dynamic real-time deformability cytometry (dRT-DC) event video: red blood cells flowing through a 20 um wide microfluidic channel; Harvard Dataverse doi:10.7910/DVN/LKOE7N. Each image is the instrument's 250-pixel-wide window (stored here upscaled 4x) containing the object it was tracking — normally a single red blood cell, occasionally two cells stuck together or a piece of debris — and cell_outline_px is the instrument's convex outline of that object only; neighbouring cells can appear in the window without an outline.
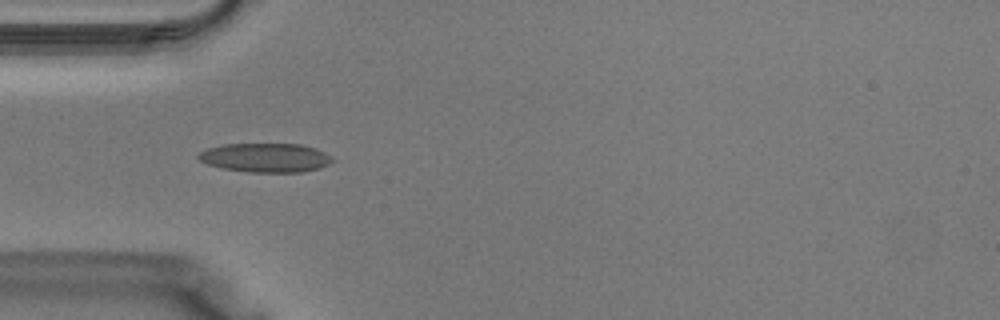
{"species": "Egyptian fruit bat (a non-hibernating species)", "species_latin": "Rousettus aegyptiacus", "temperature_condition": "warm", "stored_images_in_passage": 20, "camera_frame_rate_fps": 3000, "um_per_image_px": 0.085, "animal": {"sex": "male"}, "frame": {"image": 1, "passage_image": 4, "time_ms": 1.0, "image_size_px": [1000, 320], "cell_outline_px": [[336, 160], [320, 168], [300, 172], [248, 172], [224, 168], [208, 164], [200, 160], [196, 156], [200, 152], [208, 148], [224, 144], [300, 144], [316, 148], [332, 156]], "centroid_in_image_um": [22.61, 13.4], "position_along_channel_um": 62.4, "area_um2": 22.66}}